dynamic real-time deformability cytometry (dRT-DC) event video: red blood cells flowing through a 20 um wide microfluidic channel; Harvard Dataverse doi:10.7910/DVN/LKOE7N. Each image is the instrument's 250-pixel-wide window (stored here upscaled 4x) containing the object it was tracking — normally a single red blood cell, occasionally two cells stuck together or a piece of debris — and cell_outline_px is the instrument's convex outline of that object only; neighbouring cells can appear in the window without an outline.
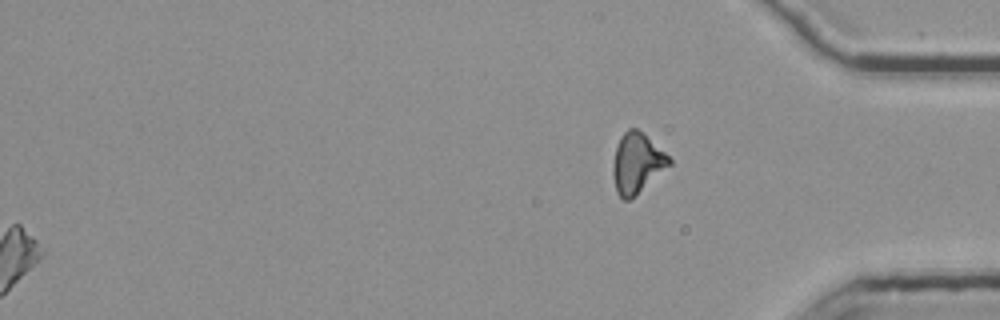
{"species": "common noctule bat (a hibernating species)", "species_latin": "Nyctalus noctula", "temperature_condition": "room temperature", "stored_images_in_passage": 53, "segment_of_instrument_passage": [3, 3], "camera_frame_rate_fps": 3000, "um_per_image_px": 0.085, "animal": {"sex": "female", "body_mass_g": 25.1}, "frame": {"image": 1, "passage_image": 53, "time_ms": 17.333, "image_size_px": [1000, 320], "cell_outline_px": [[672, 164], [628, 200], [624, 200], [616, 192], [612, 172], [612, 164], [616, 148], [620, 136], [628, 128], [636, 128], [664, 152], [672, 160]], "centroid_in_image_um": [54.11, 13.86], "position_along_channel_um": 381.1, "area_um2": 19.25}}